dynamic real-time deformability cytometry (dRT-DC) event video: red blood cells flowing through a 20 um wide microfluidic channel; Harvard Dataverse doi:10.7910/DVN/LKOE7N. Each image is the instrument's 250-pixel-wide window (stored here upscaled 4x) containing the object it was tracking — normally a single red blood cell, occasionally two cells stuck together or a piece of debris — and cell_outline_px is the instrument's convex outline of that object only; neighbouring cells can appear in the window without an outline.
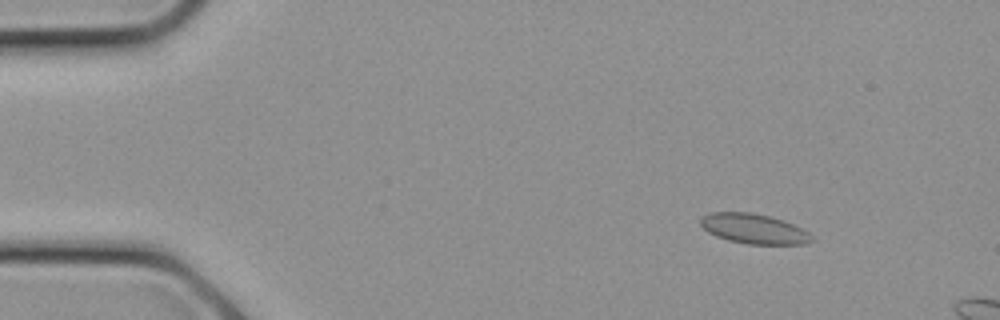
{"species": "common noctule bat (a hibernating species)", "species_latin": "Nyctalus noctula", "temperature_condition": "cold", "stored_images_in_passage": 6, "camera_frame_rate_fps": 3000, "um_per_image_px": 0.085, "animal": {"sex": "female", "body_mass_g": 21.9}, "frame": {"image": 1, "passage_image": 3, "time_ms": 0.667, "image_size_px": [1000, 320], "cell_outline_px": [[812, 240], [804, 244], [748, 244], [728, 240], [716, 236], [708, 232], [700, 224], [700, 216], [708, 212], [752, 212], [772, 216], [784, 220], [808, 232], [812, 236]], "centroid_in_image_um": [64.03, 19.43], "position_along_channel_um": 21.0, "area_um2": 19.48}}